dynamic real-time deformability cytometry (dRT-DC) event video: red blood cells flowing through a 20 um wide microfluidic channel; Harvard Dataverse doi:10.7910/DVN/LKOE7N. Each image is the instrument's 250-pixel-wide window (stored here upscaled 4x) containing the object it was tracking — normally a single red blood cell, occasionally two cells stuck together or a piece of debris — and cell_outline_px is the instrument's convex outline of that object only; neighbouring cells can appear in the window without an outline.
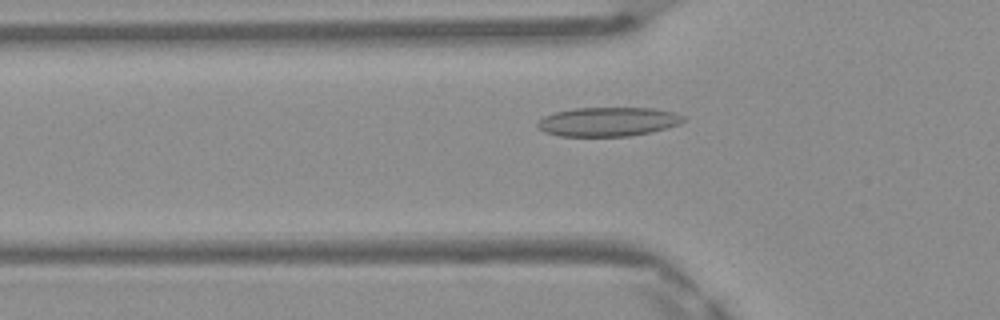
{"species": "Egyptian fruit bat (a non-hibernating species)", "species_latin": "Rousettus aegyptiacus", "temperature_condition": "warm", "stored_images_in_passage": 39, "camera_frame_rate_fps": 3000, "um_per_image_px": 0.085, "frame": {"image": 1, "passage_image": 12, "time_ms": 3.667, "image_size_px": [1000, 320], "cell_outline_px": [[688, 120], [680, 124], [652, 132], [628, 136], [560, 136], [544, 132], [536, 124], [544, 116], [556, 112], [572, 108], [652, 108], [676, 112], [684, 116]], "centroid_in_image_um": [51.74, 10.34], "position_along_channel_um": 74.1, "area_um2": 24.85}}
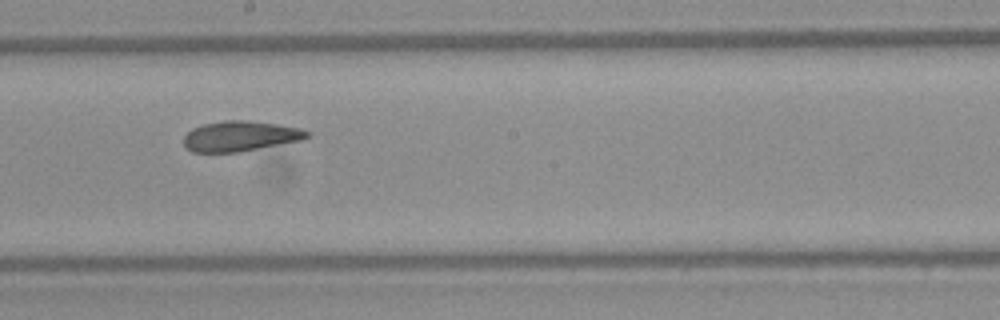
{"frame": {"image": 2, "passage_image": 23, "time_ms": 7.333, "image_size_px": [1000, 320], "cell_outline_px": [[308, 136], [300, 140], [240, 152], [192, 152], [184, 144], [184, 136], [192, 128], [204, 124], [228, 120], [248, 120], [280, 124], [300, 128], [308, 132]], "centroid_in_image_um": [20.41, 11.57], "position_along_channel_um": 227.8, "area_um2": 21.56}}
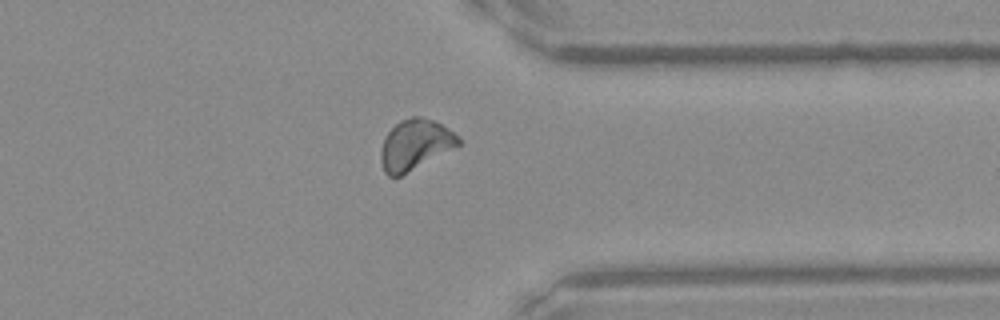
{"frame": {"image": 3, "passage_image": 34, "time_ms": 11.0, "image_size_px": [1000, 320], "cell_outline_px": [[460, 144], [400, 176], [388, 176], [384, 172], [380, 160], [380, 152], [384, 136], [400, 120], [412, 116], [420, 116], [432, 120], [448, 128], [460, 136]], "centroid_in_image_um": [35.25, 12.28], "position_along_channel_um": 376.2, "area_um2": 22.54}, "authors_computed_cell_mechanics": {"area_um2": 22.3686, "velocity_mm_per_s": 4.1626, "shape_relaxation_time_tau1_ms": null, "shape_relaxation_time_tau2_ms": 4.31, "deformation_change_tau1": null, "deformation_change_tau2": 0.1108}}